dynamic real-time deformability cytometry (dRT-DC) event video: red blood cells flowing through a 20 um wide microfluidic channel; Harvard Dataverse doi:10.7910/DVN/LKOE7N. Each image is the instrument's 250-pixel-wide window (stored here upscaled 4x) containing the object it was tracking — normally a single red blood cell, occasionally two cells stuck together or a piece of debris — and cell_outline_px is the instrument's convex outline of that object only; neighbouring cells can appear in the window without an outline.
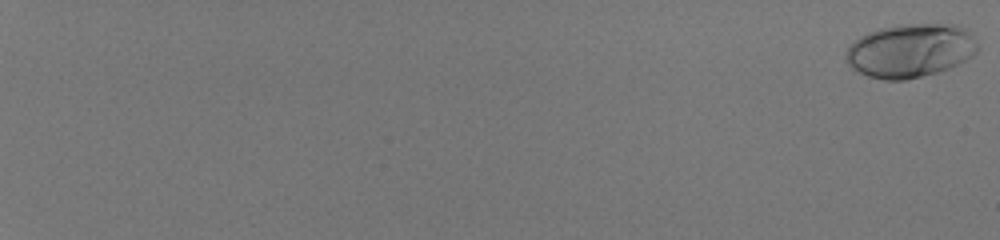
{"species": "human", "species_latin": "Homo sapiens", "temperature_condition": "room temperature", "stored_images_in_passage": 13, "camera_frame_rate_fps": 3000, "um_per_image_px": 0.085, "donor": {"sex": "male"}, "frame": {"image": 1, "passage_image": 1, "time_ms": 0.0, "image_size_px": [1000, 240], "cell_outline_px": [[980, 48], [972, 56], [940, 72], [904, 80], [884, 80], [868, 76], [852, 68], [844, 60], [848, 48], [860, 36], [868, 32], [880, 28], [896, 24], [956, 24], [964, 28], [968, 32]], "centroid_in_image_um": [77.37, 4.3], "position_along_channel_um": 7.6, "area_um2": 41.15}}